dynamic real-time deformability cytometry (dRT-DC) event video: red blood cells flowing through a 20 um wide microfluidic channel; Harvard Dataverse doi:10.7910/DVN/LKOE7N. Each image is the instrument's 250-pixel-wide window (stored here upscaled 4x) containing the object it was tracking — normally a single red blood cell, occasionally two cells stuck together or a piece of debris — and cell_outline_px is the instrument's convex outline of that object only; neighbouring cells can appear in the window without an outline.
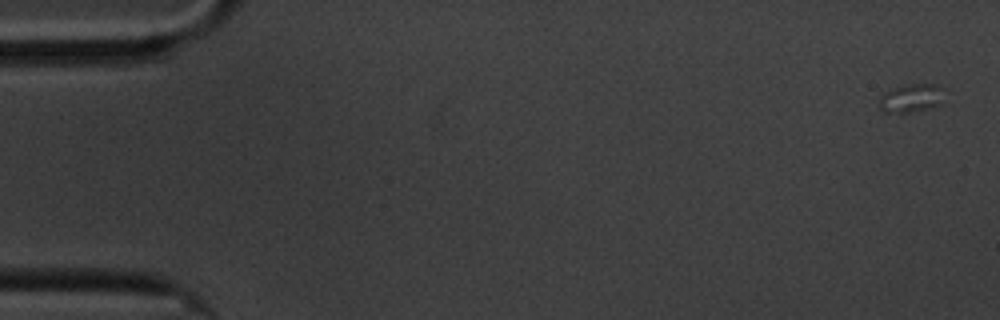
{"species": "common noctule bat (a hibernating species)", "species_latin": "Nyctalus noctula", "temperature_condition": "cold", "stored_images_in_passage": 19, "camera_frame_rate_fps": 3000, "um_per_image_px": 0.085, "animal": {"sex": "male", "body_mass_g": 20.1, "forearm_length_mm": 53.5}, "frame": {"image": 1, "passage_image": 3, "time_ms": 0.667, "image_size_px": [1000, 320], "cell_outline_px": [[940, 104], [928, 108], [908, 112], [880, 112], [880, 96], [884, 92], [904, 84], [936, 84]], "centroid_in_image_um": [77.31, 8.35], "position_along_channel_um": 7.7, "area_um2": 10.17}}